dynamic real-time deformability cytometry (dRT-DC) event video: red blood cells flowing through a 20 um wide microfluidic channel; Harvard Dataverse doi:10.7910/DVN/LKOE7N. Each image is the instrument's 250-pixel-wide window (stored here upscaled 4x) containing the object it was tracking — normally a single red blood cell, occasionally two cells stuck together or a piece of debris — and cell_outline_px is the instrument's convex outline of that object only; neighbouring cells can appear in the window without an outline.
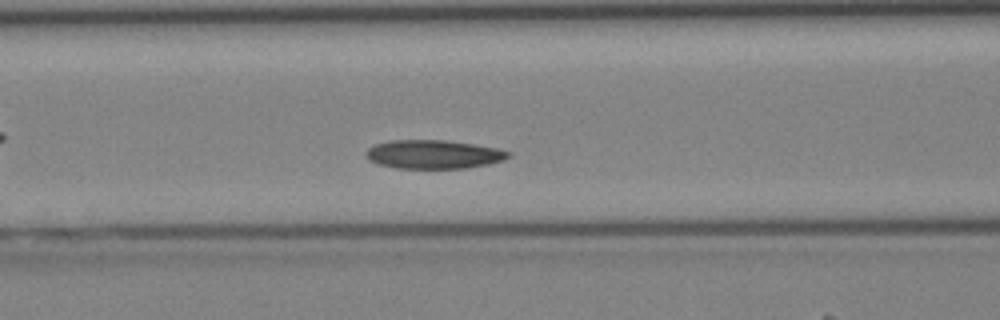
{"species": "Egyptian fruit bat (a non-hibernating species)", "species_latin": "Rousettus aegyptiacus", "temperature_condition": "cold", "stored_images_in_passage": 4, "camera_frame_rate_fps": 3000, "um_per_image_px": 0.085, "animal": {"sex": "female"}, "frame": {"image": 1, "passage_image": 4, "time_ms": 1.0, "image_size_px": [1000, 320], "cell_outline_px": [[512, 156], [504, 160], [488, 164], [468, 168], [396, 168], [380, 164], [368, 160], [368, 148], [376, 144], [392, 140], [444, 140], [472, 144], [496, 148], [512, 152]], "centroid_in_image_um": [36.91, 13.12], "position_along_channel_um": 129.7, "area_um2": 23.64}}